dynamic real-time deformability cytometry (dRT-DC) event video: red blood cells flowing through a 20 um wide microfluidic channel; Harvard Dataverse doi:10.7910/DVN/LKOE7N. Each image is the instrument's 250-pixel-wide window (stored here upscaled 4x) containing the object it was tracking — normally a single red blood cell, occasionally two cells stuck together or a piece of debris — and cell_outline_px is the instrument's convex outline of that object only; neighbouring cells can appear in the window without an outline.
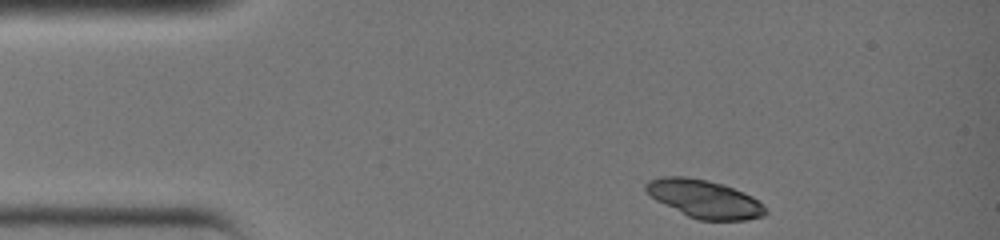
{"species": "common noctule bat (a hibernating species)", "species_latin": "Nyctalus noctula", "temperature_condition": "warm", "stored_images_in_passage": 26, "camera_frame_rate_fps": 3000, "um_per_image_px": 0.085, "animal": {"sex": "female", "body_mass_g": 19.0, "forearm_length_mm": 51.5}, "frame": {"image": 1, "passage_image": 1, "time_ms": 0.0, "image_size_px": [1000, 240], "cell_outline_px": [[768, 212], [764, 216], [748, 220], [700, 220], [688, 216], [656, 200], [644, 188], [644, 184], [648, 180], [660, 176], [688, 176], [708, 180], [724, 184], [744, 192], [752, 196], [764, 204], [768, 208]], "centroid_in_image_um": [59.91, 16.89], "position_along_channel_um": 25.1, "area_um2": 26.76}}
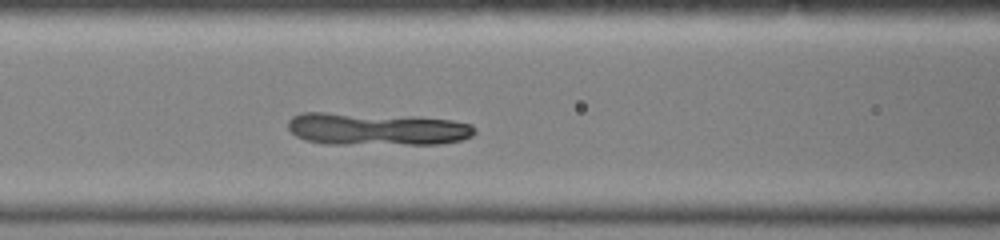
{"frame": {"image": 2, "passage_image": 11, "time_ms": 3.333, "image_size_px": [1000, 240], "cell_outline_px": [[476, 132], [472, 136], [464, 140], [440, 144], [324, 144], [304, 140], [296, 136], [288, 128], [288, 120], [292, 116], [304, 112], [324, 112], [412, 116], [452, 120], [472, 124], [476, 128]], "centroid_in_image_um": [32.03, 10.97], "position_along_channel_um": 134.6, "area_um2": 35.95}}
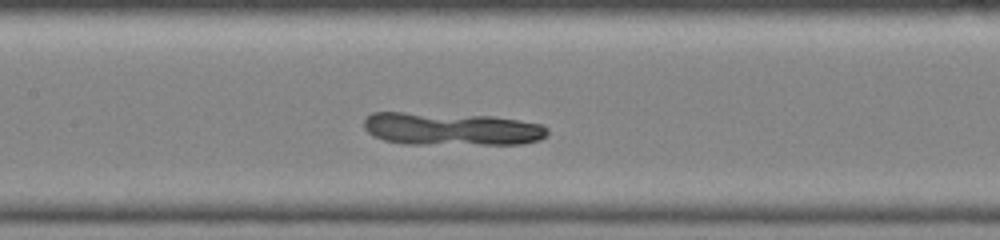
{"frame": {"image": 3, "passage_image": 13, "time_ms": 4.0, "image_size_px": [1000, 240], "cell_outline_px": [[548, 136], [540, 140], [520, 144], [404, 144], [384, 140], [372, 136], [364, 128], [364, 120], [372, 112], [404, 112], [492, 116], [540, 124], [548, 128]], "centroid_in_image_um": [38.35, 10.96], "position_along_channel_um": 169.0, "area_um2": 35.32}}